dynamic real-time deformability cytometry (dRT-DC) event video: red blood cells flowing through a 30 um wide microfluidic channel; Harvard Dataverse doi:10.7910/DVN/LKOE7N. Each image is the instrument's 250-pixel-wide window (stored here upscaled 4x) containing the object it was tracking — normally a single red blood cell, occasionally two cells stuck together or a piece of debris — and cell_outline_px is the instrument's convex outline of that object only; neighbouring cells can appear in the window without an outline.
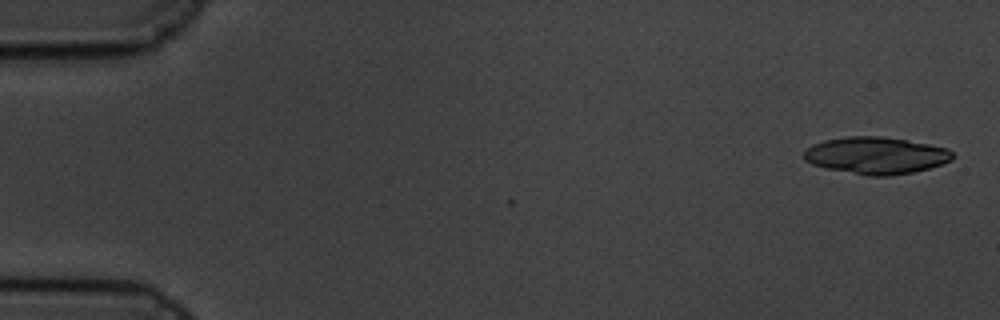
{"species": "common noctule bat (a hibernating species)", "species_latin": "Nyctalus noctula", "temperature_condition": "cold", "stored_images_in_passage": 2, "camera_frame_rate_fps": 3000, "um_per_image_px": 0.085, "animal": {"sex": "male", "body_mass_g": 19.5, "forearm_length_mm": 54.6}, "frame": {"image": 1, "passage_image": 2, "time_ms": 0.333, "image_size_px": [1000, 320], "cell_outline_px": [[952, 160], [928, 168], [912, 172], [888, 176], [868, 176], [824, 168], [812, 164], [804, 160], [804, 152], [812, 144], [824, 140], [844, 136], [884, 136], [928, 144], [948, 148], [952, 152]], "centroid_in_image_um": [74.42, 13.21], "position_along_channel_um": 10.6, "area_um2": 32.08}}